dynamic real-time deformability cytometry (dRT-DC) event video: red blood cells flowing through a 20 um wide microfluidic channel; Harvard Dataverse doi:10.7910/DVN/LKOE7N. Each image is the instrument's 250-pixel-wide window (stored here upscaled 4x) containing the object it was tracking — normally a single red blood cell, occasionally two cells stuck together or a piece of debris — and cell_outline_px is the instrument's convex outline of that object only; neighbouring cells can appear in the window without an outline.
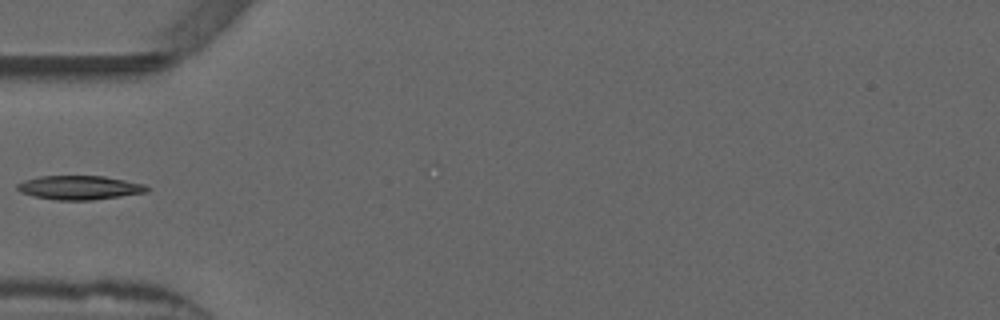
{"species": "common noctule bat (a hibernating species)", "species_latin": "Nyctalus noctula", "temperature_condition": "warm", "stored_images_in_passage": 12, "camera_frame_rate_fps": 3000, "um_per_image_px": 0.085, "animal": {"sex": "male", "forearm_length_mm": 52.5}, "frame": {"image": 1, "passage_image": 1, "time_ms": 0.0, "image_size_px": [1000, 320], "cell_outline_px": [[152, 188], [148, 192], [92, 200], [56, 200], [32, 196], [20, 192], [16, 188], [16, 184], [24, 180], [40, 176], [104, 176], [144, 184]], "centroid_in_image_um": [6.75, 15.95], "position_along_channel_um": 78.3, "area_um2": 18.21}}
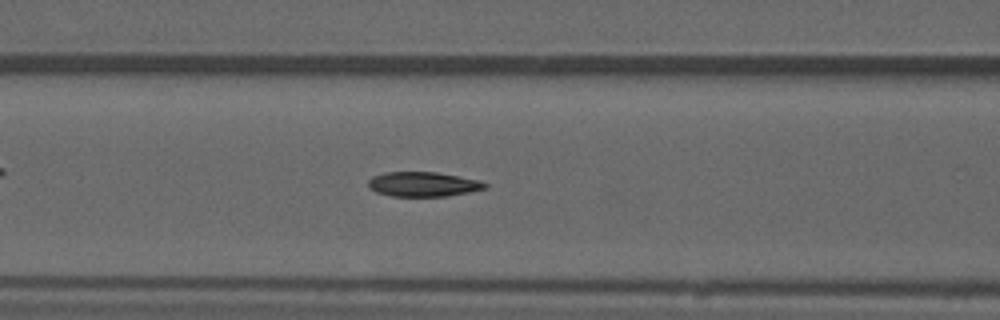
{"frame": {"image": 2, "passage_image": 5, "time_ms": 1.333, "image_size_px": [1000, 320], "cell_outline_px": [[488, 188], [468, 192], [444, 196], [392, 196], [376, 192], [368, 188], [368, 180], [372, 176], [388, 172], [436, 172], [480, 180], [488, 184]], "centroid_in_image_um": [35.96, 15.65], "position_along_channel_um": 130.6, "area_um2": 16.76}}